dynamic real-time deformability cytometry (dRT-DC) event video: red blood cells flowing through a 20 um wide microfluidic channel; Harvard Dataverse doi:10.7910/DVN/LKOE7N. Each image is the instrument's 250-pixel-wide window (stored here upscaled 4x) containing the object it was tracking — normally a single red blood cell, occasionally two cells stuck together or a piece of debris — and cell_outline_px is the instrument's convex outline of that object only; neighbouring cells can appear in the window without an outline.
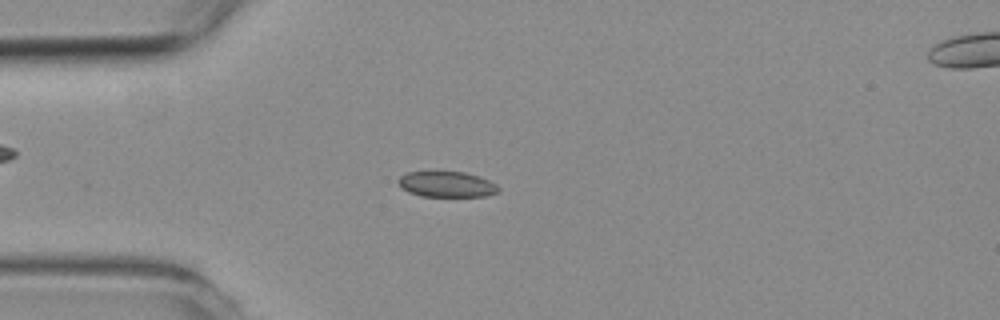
{"species": "common noctule bat (a hibernating species)", "species_latin": "Nyctalus noctula", "temperature_condition": "room temperature", "stored_images_in_passage": 54, "camera_frame_rate_fps": 3000, "um_per_image_px": 0.085, "animal": {"sex": "female", "body_mass_g": 19.3, "forearm_length_mm": 54.1}, "frame": {"image": 1, "passage_image": 14, "time_ms": 4.333, "image_size_px": [1000, 320], "cell_outline_px": [[500, 192], [488, 196], [420, 196], [408, 192], [400, 188], [396, 180], [400, 176], [408, 172], [464, 172], [480, 176], [496, 184], [500, 188]], "centroid_in_image_um": [37.97, 15.67], "position_along_channel_um": 47.0, "area_um2": 15.14}}
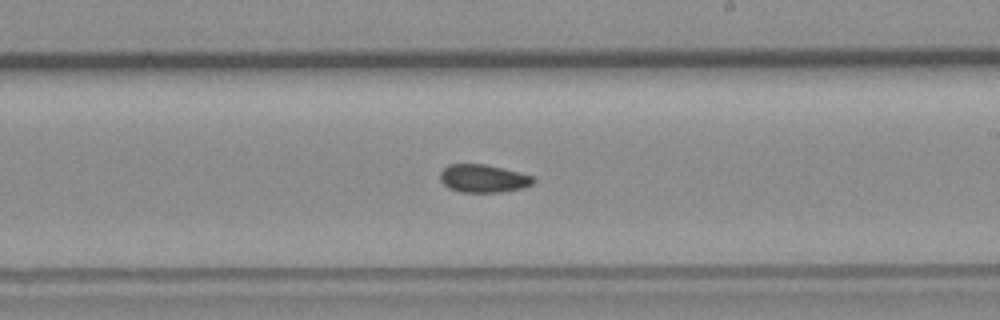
{"frame": {"image": 2, "passage_image": 31, "time_ms": 10.0, "image_size_px": [1000, 320], "cell_outline_px": [[536, 180], [532, 184], [524, 188], [500, 192], [460, 192], [448, 188], [440, 180], [440, 172], [448, 164], [484, 164], [520, 172], [532, 176]], "centroid_in_image_um": [41.08, 15.17], "position_along_channel_um": 247.9, "area_um2": 15.26}}
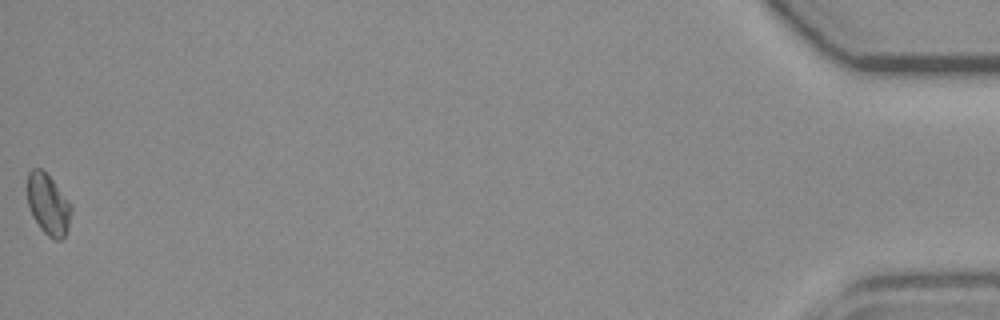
{"frame": {"image": 3, "passage_image": 54, "time_ms": 17.667, "image_size_px": [1000, 320], "cell_outline_px": [[72, 208], [68, 228], [64, 236], [60, 240], [56, 240], [48, 236], [40, 228], [32, 216], [28, 204], [28, 172], [32, 168], [40, 168], [52, 180], [72, 204]], "centroid_in_image_um": [4.1, 17.39], "position_along_channel_um": 431.1, "area_um2": 15.43}, "authors_computed_cell_mechanics": {"area_um2": 15.606, "velocity_mm_per_s": 3.784, "shape_relaxation_time_tau1_ms": null, "shape_relaxation_time_tau2_ms": 3.5963, "deformation_change_tau1": null, "deformation_change_tau2": 0.0671}}